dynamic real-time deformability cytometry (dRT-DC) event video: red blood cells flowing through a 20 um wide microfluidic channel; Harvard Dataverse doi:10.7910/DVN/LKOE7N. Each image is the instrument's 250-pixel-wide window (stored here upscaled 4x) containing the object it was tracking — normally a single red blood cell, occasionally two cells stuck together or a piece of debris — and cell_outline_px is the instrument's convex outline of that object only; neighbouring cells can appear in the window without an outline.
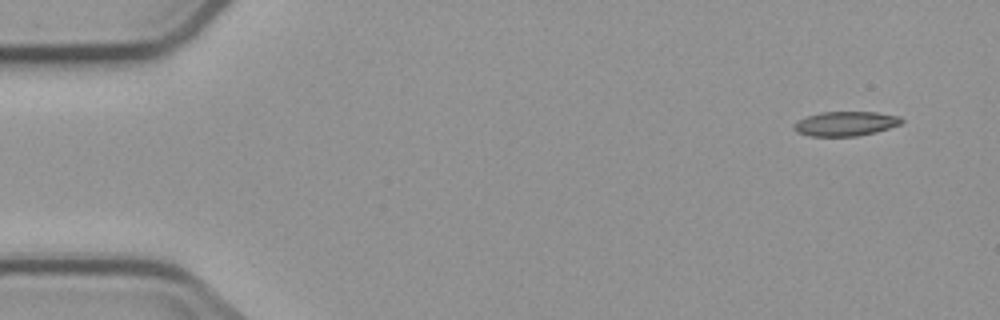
{"species": "common noctule bat (a hibernating species)", "species_latin": "Nyctalus noctula", "temperature_condition": "cold", "stored_images_in_passage": 5, "camera_frame_rate_fps": 3000, "um_per_image_px": 0.085, "animal": {"sex": "male", "body_mass_g": 23.1, "forearm_length_mm": 52.7}, "frame": {"image": 1, "passage_image": 1, "time_ms": 0.0, "image_size_px": [1000, 320], "cell_outline_px": [[904, 120], [900, 124], [876, 132], [856, 136], [808, 136], [796, 132], [792, 128], [792, 124], [808, 116], [820, 112], [876, 112], [900, 116]], "centroid_in_image_um": [71.85, 10.51], "position_along_channel_um": 13.1, "area_um2": 15.37}}
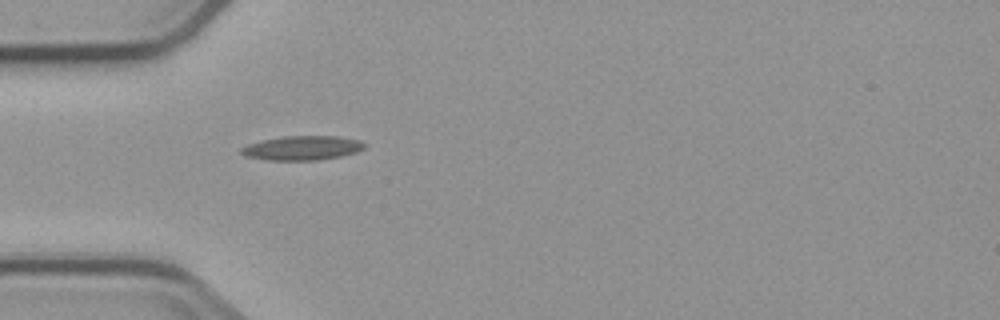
{"frame": {"image": 2, "passage_image": 5, "time_ms": 4.333, "image_size_px": [1000, 320], "cell_outline_px": [[364, 148], [356, 152], [340, 156], [316, 160], [264, 160], [244, 156], [240, 152], [240, 148], [248, 144], [264, 140], [284, 136], [340, 136], [360, 140], [364, 144]], "centroid_in_image_um": [25.66, 12.58], "position_along_channel_um": 59.3, "area_um2": 17.4}}